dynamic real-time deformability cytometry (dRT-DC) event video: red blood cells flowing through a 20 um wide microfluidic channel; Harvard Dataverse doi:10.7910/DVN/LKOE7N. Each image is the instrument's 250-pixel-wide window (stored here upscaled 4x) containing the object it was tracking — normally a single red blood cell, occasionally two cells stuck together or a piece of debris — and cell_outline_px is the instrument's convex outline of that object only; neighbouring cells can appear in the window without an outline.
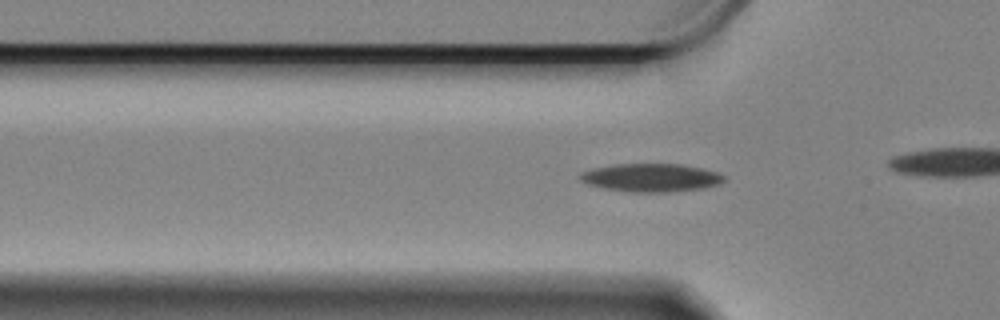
{"species": "Egyptian fruit bat (a non-hibernating species)", "species_latin": "Rousettus aegyptiacus", "temperature_condition": "cold", "stored_images_in_passage": 38, "camera_frame_rate_fps": 3000, "um_per_image_px": 0.085, "animal": {"sex": "female"}, "frame": {"image": 1, "passage_image": 9, "time_ms": 2.667, "image_size_px": [1000, 320], "cell_outline_px": [[724, 180], [720, 184], [704, 188], [672, 192], [628, 192], [604, 188], [588, 184], [580, 180], [580, 172], [592, 168], [612, 164], [680, 164], [704, 168], [716, 172], [724, 176]], "centroid_in_image_um": [55.33, 15.1], "position_along_channel_um": 70.5, "area_um2": 23.81}}
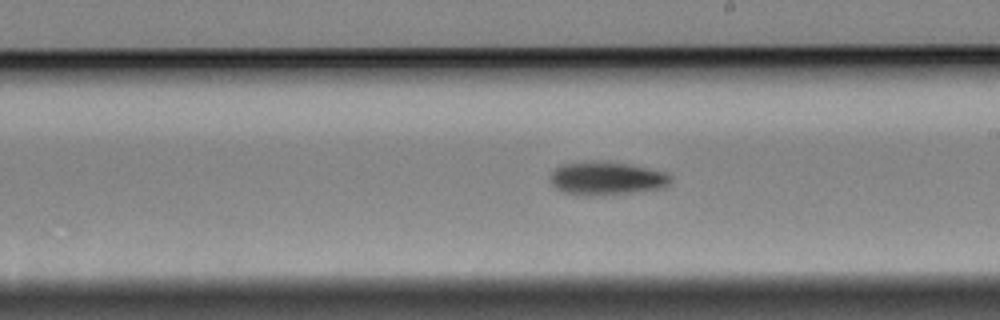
{"frame": {"image": 2, "passage_image": 24, "time_ms": 7.667, "image_size_px": [1000, 320], "cell_outline_px": [[672, 180], [664, 188], [640, 192], [596, 196], [580, 196], [564, 192], [556, 188], [552, 184], [552, 172], [556, 168], [564, 164], [588, 160], [608, 160], [668, 172], [672, 176]], "centroid_in_image_um": [51.62, 15.16], "position_along_channel_um": 237.4, "area_um2": 23.99}}
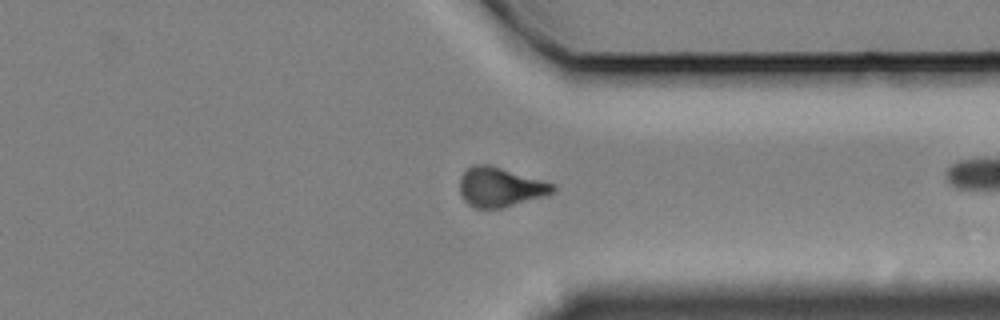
{"frame": {"image": 3, "passage_image": 36, "time_ms": 11.667, "image_size_px": [1000, 320], "cell_outline_px": [[556, 188], [548, 196], [504, 208], [472, 208], [464, 200], [460, 192], [460, 176], [472, 164], [488, 164], [556, 184]], "centroid_in_image_um": [42.53, 15.92], "position_along_channel_um": 368.9, "area_um2": 21.68}}